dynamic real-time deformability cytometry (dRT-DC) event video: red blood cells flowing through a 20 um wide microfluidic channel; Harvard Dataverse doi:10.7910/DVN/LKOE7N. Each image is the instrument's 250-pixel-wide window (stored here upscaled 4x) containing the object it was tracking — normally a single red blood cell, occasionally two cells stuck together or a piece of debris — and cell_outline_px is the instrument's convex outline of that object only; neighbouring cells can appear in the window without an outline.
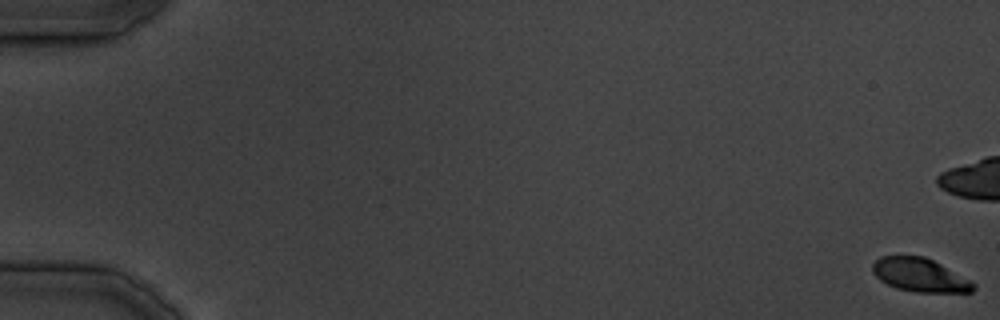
{"species": "common noctule bat (a hibernating species)", "species_latin": "Nyctalus noctula", "temperature_condition": "cold", "stored_images_in_passage": 37, "camera_frame_rate_fps": 3000, "um_per_image_px": 0.085, "animal": {"sex": "male", "body_mass_g": 19.5, "forearm_length_mm": 54.6}, "frame": {"image": 1, "passage_image": 1, "time_ms": 0.0, "image_size_px": [1000, 320], "cell_outline_px": [[976, 288], [972, 292], [916, 292], [896, 288], [880, 280], [872, 272], [872, 264], [880, 256], [924, 256], [940, 264], [976, 284]], "centroid_in_image_um": [78.17, 23.38], "position_along_channel_um": 6.8, "area_um2": 19.48}}